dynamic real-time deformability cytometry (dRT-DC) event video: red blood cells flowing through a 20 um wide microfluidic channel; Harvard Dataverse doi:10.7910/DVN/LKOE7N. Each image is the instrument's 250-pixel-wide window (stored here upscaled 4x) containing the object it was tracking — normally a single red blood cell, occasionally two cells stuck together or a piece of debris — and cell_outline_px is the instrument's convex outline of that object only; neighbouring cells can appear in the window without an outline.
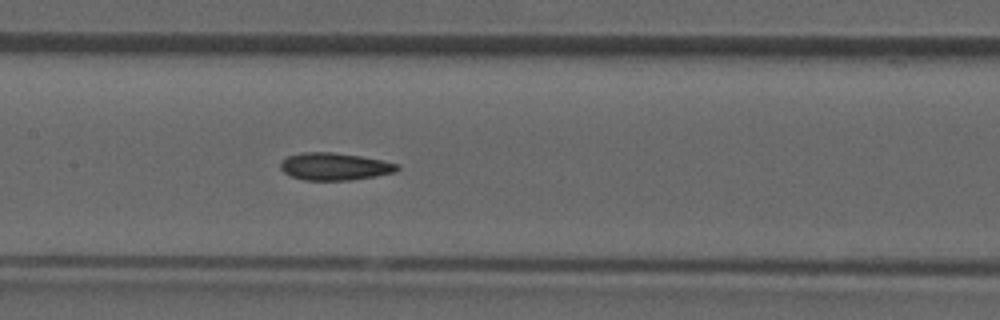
{"species": "common noctule bat (a hibernating species)", "species_latin": "Nyctalus noctula", "temperature_condition": "room temperature", "stored_images_in_passage": 5, "camera_frame_rate_fps": 3000, "um_per_image_px": 0.085, "animal": {"sex": "male", "forearm_length_mm": 52.5}, "frame": {"image": 1, "passage_image": 5, "time_ms": 5.0, "image_size_px": [1000, 320], "cell_outline_px": [[400, 168], [396, 172], [348, 180], [304, 180], [292, 176], [284, 172], [280, 168], [280, 160], [288, 156], [300, 152], [332, 152], [360, 156], [400, 164]], "centroid_in_image_um": [28.41, 14.14], "position_along_channel_um": 179.0, "area_um2": 18.55}}